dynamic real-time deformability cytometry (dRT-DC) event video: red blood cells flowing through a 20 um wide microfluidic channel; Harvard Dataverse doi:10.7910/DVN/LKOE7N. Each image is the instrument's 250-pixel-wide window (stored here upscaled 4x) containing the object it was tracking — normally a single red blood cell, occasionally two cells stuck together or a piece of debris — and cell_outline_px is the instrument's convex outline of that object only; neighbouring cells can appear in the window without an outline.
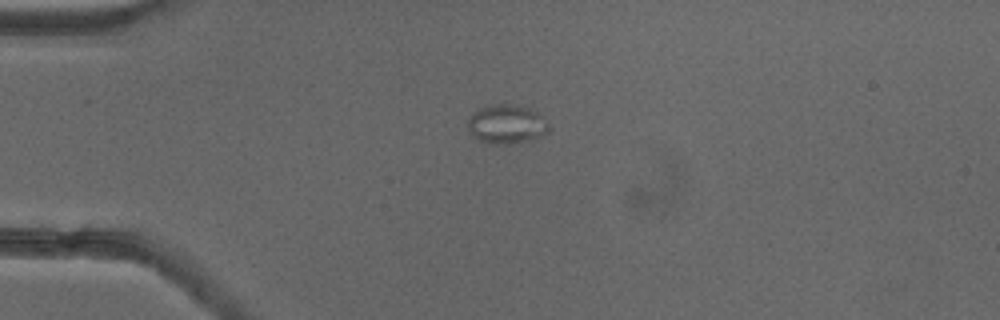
{"species": "common noctule bat (a hibernating species)", "species_latin": "Nyctalus noctula", "temperature_condition": "cold", "stored_images_in_passage": 9, "camera_frame_rate_fps": 3000, "um_per_image_px": 0.085, "animal": {"sex": "female"}, "frame": {"image": 1, "passage_image": 1, "time_ms": 0.0, "image_size_px": [1000, 320], "cell_outline_px": [[552, 128], [548, 132], [532, 140], [508, 144], [488, 144], [472, 136], [468, 128], [468, 116], [472, 112], [480, 108], [492, 104], [508, 104], [528, 108], [536, 112]], "centroid_in_image_um": [43.03, 10.57], "position_along_channel_um": 42.0, "area_um2": 18.5}}
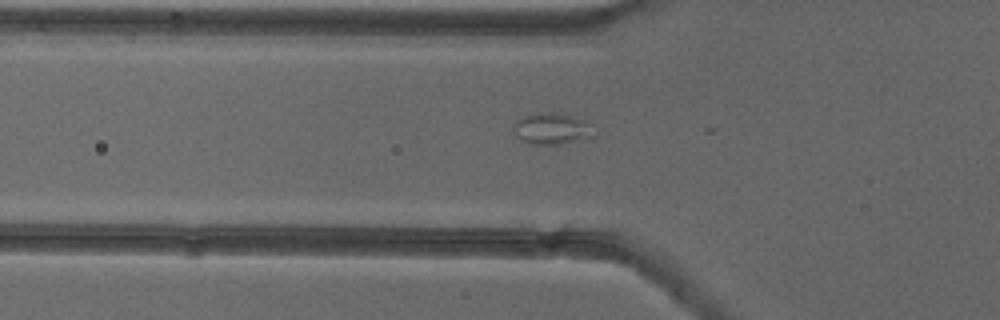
{"frame": {"image": 2, "passage_image": 6, "time_ms": 1.667, "image_size_px": [1000, 320], "cell_outline_px": [[592, 136], [560, 144], [532, 144], [516, 136], [512, 128], [516, 120], [524, 116], [548, 112], [560, 112], [584, 120], [588, 124]], "centroid_in_image_um": [46.83, 10.92], "position_along_channel_um": 79.0, "area_um2": 14.22}}